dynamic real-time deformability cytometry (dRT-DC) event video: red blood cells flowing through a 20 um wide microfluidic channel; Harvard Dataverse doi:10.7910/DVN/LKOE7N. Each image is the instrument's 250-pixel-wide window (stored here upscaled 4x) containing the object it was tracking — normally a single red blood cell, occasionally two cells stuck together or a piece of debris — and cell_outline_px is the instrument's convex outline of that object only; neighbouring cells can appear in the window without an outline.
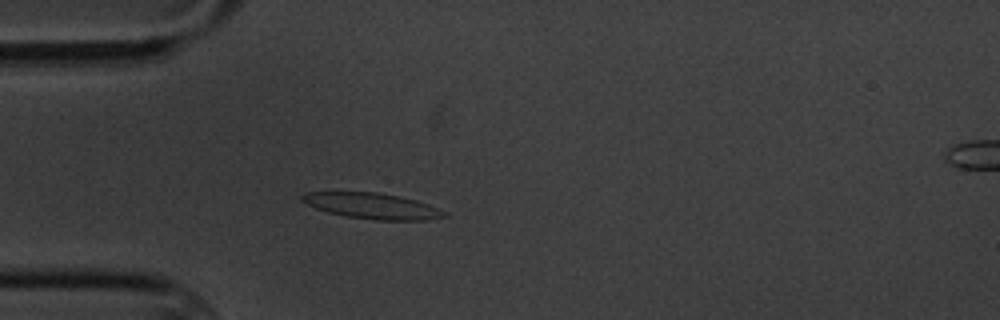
{"species": "common noctule bat (a hibernating species)", "species_latin": "Nyctalus noctula", "temperature_condition": "cold", "stored_images_in_passage": 4, "segment_of_instrument_passage": [1, 2], "camera_frame_rate_fps": 3000, "um_per_image_px": 0.085, "animal": {"sex": "male", "body_mass_g": 20.1, "forearm_length_mm": 53.5}, "frame": {"image": 1, "passage_image": 3, "time_ms": 3.0, "image_size_px": [1000, 320], "cell_outline_px": [[448, 216], [428, 220], [376, 220], [348, 216], [328, 212], [316, 208], [300, 200], [300, 196], [304, 192], [380, 192], [416, 200], [428, 204], [444, 212]], "centroid_in_image_um": [31.62, 17.49], "position_along_channel_um": 53.4, "area_um2": 21.21}}